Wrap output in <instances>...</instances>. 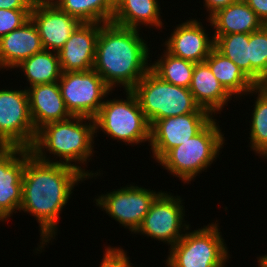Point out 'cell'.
I'll use <instances>...</instances> for the list:
<instances>
[{"instance_id": "6da1fadb", "label": "cell", "mask_w": 267, "mask_h": 267, "mask_svg": "<svg viewBox=\"0 0 267 267\" xmlns=\"http://www.w3.org/2000/svg\"><path fill=\"white\" fill-rule=\"evenodd\" d=\"M86 176L77 168L37 159L26 160L22 175V202L19 211L32 214L39 223L40 245L44 246L57 234L59 215L68 203L73 189Z\"/></svg>"}, {"instance_id": "7a4b0ae2", "label": "cell", "mask_w": 267, "mask_h": 267, "mask_svg": "<svg viewBox=\"0 0 267 267\" xmlns=\"http://www.w3.org/2000/svg\"><path fill=\"white\" fill-rule=\"evenodd\" d=\"M139 31L112 22L100 27L93 70L112 90L116 85L131 90L150 70V50Z\"/></svg>"}, {"instance_id": "3957f363", "label": "cell", "mask_w": 267, "mask_h": 267, "mask_svg": "<svg viewBox=\"0 0 267 267\" xmlns=\"http://www.w3.org/2000/svg\"><path fill=\"white\" fill-rule=\"evenodd\" d=\"M94 136L97 135H95V121L93 118L71 116L66 120L47 123L38 129L30 151L41 161L75 167L89 179L100 174L98 172H96L97 174L92 173V171L89 173L88 170L85 171L76 164L78 162V164L82 163L84 165L91 159L90 157L94 152V146H92ZM46 152L54 154V157L57 156L56 158L59 157V161L47 158Z\"/></svg>"}, {"instance_id": "277c9868", "label": "cell", "mask_w": 267, "mask_h": 267, "mask_svg": "<svg viewBox=\"0 0 267 267\" xmlns=\"http://www.w3.org/2000/svg\"><path fill=\"white\" fill-rule=\"evenodd\" d=\"M223 136L213 118L198 134L169 150L158 163L171 175L189 183L219 156L225 142Z\"/></svg>"}, {"instance_id": "5b68a950", "label": "cell", "mask_w": 267, "mask_h": 267, "mask_svg": "<svg viewBox=\"0 0 267 267\" xmlns=\"http://www.w3.org/2000/svg\"><path fill=\"white\" fill-rule=\"evenodd\" d=\"M151 125L154 121L189 113H210L201 108L189 88L165 82L149 70L131 89Z\"/></svg>"}, {"instance_id": "8992f818", "label": "cell", "mask_w": 267, "mask_h": 267, "mask_svg": "<svg viewBox=\"0 0 267 267\" xmlns=\"http://www.w3.org/2000/svg\"><path fill=\"white\" fill-rule=\"evenodd\" d=\"M126 99L105 100L94 118L95 134L101 130L113 140L130 145L150 142V124L131 90H125Z\"/></svg>"}, {"instance_id": "52a82bcc", "label": "cell", "mask_w": 267, "mask_h": 267, "mask_svg": "<svg viewBox=\"0 0 267 267\" xmlns=\"http://www.w3.org/2000/svg\"><path fill=\"white\" fill-rule=\"evenodd\" d=\"M218 223L184 232L183 237L169 249L168 267H225L228 248Z\"/></svg>"}, {"instance_id": "ba28073f", "label": "cell", "mask_w": 267, "mask_h": 267, "mask_svg": "<svg viewBox=\"0 0 267 267\" xmlns=\"http://www.w3.org/2000/svg\"><path fill=\"white\" fill-rule=\"evenodd\" d=\"M61 96L72 116L95 118L112 89L95 70L62 72Z\"/></svg>"}, {"instance_id": "9c48e42d", "label": "cell", "mask_w": 267, "mask_h": 267, "mask_svg": "<svg viewBox=\"0 0 267 267\" xmlns=\"http://www.w3.org/2000/svg\"><path fill=\"white\" fill-rule=\"evenodd\" d=\"M35 130L26 88L0 90V146L30 149Z\"/></svg>"}, {"instance_id": "30bf717a", "label": "cell", "mask_w": 267, "mask_h": 267, "mask_svg": "<svg viewBox=\"0 0 267 267\" xmlns=\"http://www.w3.org/2000/svg\"><path fill=\"white\" fill-rule=\"evenodd\" d=\"M129 186V187H128ZM126 185L95 198L96 205L133 234L141 226L152 203L162 193L136 185Z\"/></svg>"}, {"instance_id": "8fae6325", "label": "cell", "mask_w": 267, "mask_h": 267, "mask_svg": "<svg viewBox=\"0 0 267 267\" xmlns=\"http://www.w3.org/2000/svg\"><path fill=\"white\" fill-rule=\"evenodd\" d=\"M182 201L180 196L162 192L152 203L135 233L163 241L170 247L175 245L183 237V232L190 229V225L184 220L185 206Z\"/></svg>"}, {"instance_id": "7c38bea8", "label": "cell", "mask_w": 267, "mask_h": 267, "mask_svg": "<svg viewBox=\"0 0 267 267\" xmlns=\"http://www.w3.org/2000/svg\"><path fill=\"white\" fill-rule=\"evenodd\" d=\"M214 116L211 113H189L154 121L150 125V146L158 162L169 150L198 134Z\"/></svg>"}, {"instance_id": "4fadbf2b", "label": "cell", "mask_w": 267, "mask_h": 267, "mask_svg": "<svg viewBox=\"0 0 267 267\" xmlns=\"http://www.w3.org/2000/svg\"><path fill=\"white\" fill-rule=\"evenodd\" d=\"M31 155L30 149L0 146V212L8 219L20 209L22 175Z\"/></svg>"}, {"instance_id": "5bb4252c", "label": "cell", "mask_w": 267, "mask_h": 267, "mask_svg": "<svg viewBox=\"0 0 267 267\" xmlns=\"http://www.w3.org/2000/svg\"><path fill=\"white\" fill-rule=\"evenodd\" d=\"M30 18L37 26L42 46L59 52L74 30L81 23L77 18L61 11L55 4L36 0Z\"/></svg>"}, {"instance_id": "9a60e30c", "label": "cell", "mask_w": 267, "mask_h": 267, "mask_svg": "<svg viewBox=\"0 0 267 267\" xmlns=\"http://www.w3.org/2000/svg\"><path fill=\"white\" fill-rule=\"evenodd\" d=\"M102 23L81 22L57 52L62 72L92 70L96 43Z\"/></svg>"}, {"instance_id": "2e32d148", "label": "cell", "mask_w": 267, "mask_h": 267, "mask_svg": "<svg viewBox=\"0 0 267 267\" xmlns=\"http://www.w3.org/2000/svg\"><path fill=\"white\" fill-rule=\"evenodd\" d=\"M205 30L197 19L184 21L165 40L166 51L194 63L204 62L214 48V39H210Z\"/></svg>"}, {"instance_id": "e0dca14e", "label": "cell", "mask_w": 267, "mask_h": 267, "mask_svg": "<svg viewBox=\"0 0 267 267\" xmlns=\"http://www.w3.org/2000/svg\"><path fill=\"white\" fill-rule=\"evenodd\" d=\"M27 88L30 114L36 131L47 123L66 120L72 116L61 96L58 82Z\"/></svg>"}, {"instance_id": "ac0fdd59", "label": "cell", "mask_w": 267, "mask_h": 267, "mask_svg": "<svg viewBox=\"0 0 267 267\" xmlns=\"http://www.w3.org/2000/svg\"><path fill=\"white\" fill-rule=\"evenodd\" d=\"M43 49L37 26L30 18L0 39V68L15 69L23 60Z\"/></svg>"}, {"instance_id": "d6986e66", "label": "cell", "mask_w": 267, "mask_h": 267, "mask_svg": "<svg viewBox=\"0 0 267 267\" xmlns=\"http://www.w3.org/2000/svg\"><path fill=\"white\" fill-rule=\"evenodd\" d=\"M189 90L196 103L212 115L221 112L224 105L232 100V96L225 90L222 84L205 63H195Z\"/></svg>"}, {"instance_id": "ffe728a7", "label": "cell", "mask_w": 267, "mask_h": 267, "mask_svg": "<svg viewBox=\"0 0 267 267\" xmlns=\"http://www.w3.org/2000/svg\"><path fill=\"white\" fill-rule=\"evenodd\" d=\"M207 21L215 29L213 36L235 33L250 34L264 26L244 0H237L226 8L217 11Z\"/></svg>"}, {"instance_id": "44dd1931", "label": "cell", "mask_w": 267, "mask_h": 267, "mask_svg": "<svg viewBox=\"0 0 267 267\" xmlns=\"http://www.w3.org/2000/svg\"><path fill=\"white\" fill-rule=\"evenodd\" d=\"M158 0H119L114 9L112 23L139 29L141 25L162 28Z\"/></svg>"}, {"instance_id": "7402d4cb", "label": "cell", "mask_w": 267, "mask_h": 267, "mask_svg": "<svg viewBox=\"0 0 267 267\" xmlns=\"http://www.w3.org/2000/svg\"><path fill=\"white\" fill-rule=\"evenodd\" d=\"M225 90L234 98L253 95L257 87L229 58L213 48L204 61ZM240 95V96H239Z\"/></svg>"}, {"instance_id": "603a6c76", "label": "cell", "mask_w": 267, "mask_h": 267, "mask_svg": "<svg viewBox=\"0 0 267 267\" xmlns=\"http://www.w3.org/2000/svg\"><path fill=\"white\" fill-rule=\"evenodd\" d=\"M15 68H21L25 73L30 87L58 82L62 74L58 53L46 49L23 60Z\"/></svg>"}, {"instance_id": "cb8c5ba5", "label": "cell", "mask_w": 267, "mask_h": 267, "mask_svg": "<svg viewBox=\"0 0 267 267\" xmlns=\"http://www.w3.org/2000/svg\"><path fill=\"white\" fill-rule=\"evenodd\" d=\"M55 5L83 23L112 22L115 9L110 0H58Z\"/></svg>"}, {"instance_id": "d4e9b609", "label": "cell", "mask_w": 267, "mask_h": 267, "mask_svg": "<svg viewBox=\"0 0 267 267\" xmlns=\"http://www.w3.org/2000/svg\"><path fill=\"white\" fill-rule=\"evenodd\" d=\"M156 61L150 65V70L155 75L165 82L189 88L195 66L194 62L175 57L165 50L160 59Z\"/></svg>"}, {"instance_id": "484cf974", "label": "cell", "mask_w": 267, "mask_h": 267, "mask_svg": "<svg viewBox=\"0 0 267 267\" xmlns=\"http://www.w3.org/2000/svg\"><path fill=\"white\" fill-rule=\"evenodd\" d=\"M258 93L250 123V148L255 153L267 158V89L264 86L254 88Z\"/></svg>"}, {"instance_id": "4316f807", "label": "cell", "mask_w": 267, "mask_h": 267, "mask_svg": "<svg viewBox=\"0 0 267 267\" xmlns=\"http://www.w3.org/2000/svg\"><path fill=\"white\" fill-rule=\"evenodd\" d=\"M214 48L229 58L250 79L249 34L213 36Z\"/></svg>"}, {"instance_id": "83f0119b", "label": "cell", "mask_w": 267, "mask_h": 267, "mask_svg": "<svg viewBox=\"0 0 267 267\" xmlns=\"http://www.w3.org/2000/svg\"><path fill=\"white\" fill-rule=\"evenodd\" d=\"M250 80L263 86L267 80V25L249 34Z\"/></svg>"}, {"instance_id": "f1b7e54d", "label": "cell", "mask_w": 267, "mask_h": 267, "mask_svg": "<svg viewBox=\"0 0 267 267\" xmlns=\"http://www.w3.org/2000/svg\"><path fill=\"white\" fill-rule=\"evenodd\" d=\"M32 9H0V39L30 19Z\"/></svg>"}, {"instance_id": "f546056e", "label": "cell", "mask_w": 267, "mask_h": 267, "mask_svg": "<svg viewBox=\"0 0 267 267\" xmlns=\"http://www.w3.org/2000/svg\"><path fill=\"white\" fill-rule=\"evenodd\" d=\"M99 267H123V251L118 247H107Z\"/></svg>"}, {"instance_id": "4dcf8cb0", "label": "cell", "mask_w": 267, "mask_h": 267, "mask_svg": "<svg viewBox=\"0 0 267 267\" xmlns=\"http://www.w3.org/2000/svg\"><path fill=\"white\" fill-rule=\"evenodd\" d=\"M256 13L264 25H267V0H244Z\"/></svg>"}, {"instance_id": "1f68e13d", "label": "cell", "mask_w": 267, "mask_h": 267, "mask_svg": "<svg viewBox=\"0 0 267 267\" xmlns=\"http://www.w3.org/2000/svg\"><path fill=\"white\" fill-rule=\"evenodd\" d=\"M36 0H0V9H32Z\"/></svg>"}, {"instance_id": "d6a6232c", "label": "cell", "mask_w": 267, "mask_h": 267, "mask_svg": "<svg viewBox=\"0 0 267 267\" xmlns=\"http://www.w3.org/2000/svg\"><path fill=\"white\" fill-rule=\"evenodd\" d=\"M237 0H204V7L209 11L208 19L217 11L226 8Z\"/></svg>"}, {"instance_id": "836d02e7", "label": "cell", "mask_w": 267, "mask_h": 267, "mask_svg": "<svg viewBox=\"0 0 267 267\" xmlns=\"http://www.w3.org/2000/svg\"><path fill=\"white\" fill-rule=\"evenodd\" d=\"M120 249L123 251V267H134L131 265L132 263L130 262L127 253L123 250V248L120 247Z\"/></svg>"}, {"instance_id": "e575fe53", "label": "cell", "mask_w": 267, "mask_h": 267, "mask_svg": "<svg viewBox=\"0 0 267 267\" xmlns=\"http://www.w3.org/2000/svg\"><path fill=\"white\" fill-rule=\"evenodd\" d=\"M259 267H267V255H263L257 258Z\"/></svg>"}, {"instance_id": "d590c367", "label": "cell", "mask_w": 267, "mask_h": 267, "mask_svg": "<svg viewBox=\"0 0 267 267\" xmlns=\"http://www.w3.org/2000/svg\"><path fill=\"white\" fill-rule=\"evenodd\" d=\"M39 1L48 3V4H55L58 0H39Z\"/></svg>"}, {"instance_id": "8d00e7d4", "label": "cell", "mask_w": 267, "mask_h": 267, "mask_svg": "<svg viewBox=\"0 0 267 267\" xmlns=\"http://www.w3.org/2000/svg\"><path fill=\"white\" fill-rule=\"evenodd\" d=\"M7 218L0 212V221H7Z\"/></svg>"}, {"instance_id": "74e56055", "label": "cell", "mask_w": 267, "mask_h": 267, "mask_svg": "<svg viewBox=\"0 0 267 267\" xmlns=\"http://www.w3.org/2000/svg\"><path fill=\"white\" fill-rule=\"evenodd\" d=\"M114 5H116V3L119 1V0H110Z\"/></svg>"}, {"instance_id": "f35d334b", "label": "cell", "mask_w": 267, "mask_h": 267, "mask_svg": "<svg viewBox=\"0 0 267 267\" xmlns=\"http://www.w3.org/2000/svg\"><path fill=\"white\" fill-rule=\"evenodd\" d=\"M263 86L267 89V80L265 81Z\"/></svg>"}]
</instances>
